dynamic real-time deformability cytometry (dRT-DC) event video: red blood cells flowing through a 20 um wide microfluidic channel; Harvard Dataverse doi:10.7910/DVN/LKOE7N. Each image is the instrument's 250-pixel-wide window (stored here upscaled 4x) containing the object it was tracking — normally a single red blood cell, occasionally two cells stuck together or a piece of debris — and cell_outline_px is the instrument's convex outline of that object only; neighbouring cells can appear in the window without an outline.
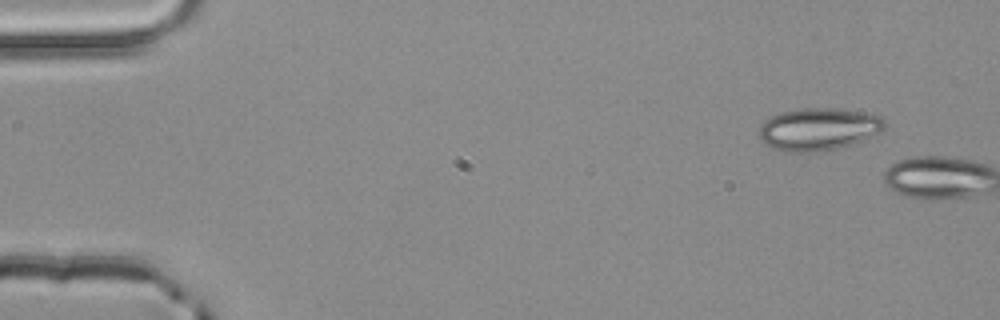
{"species": "common noctule bat (a hibernating species)", "species_latin": "Nyctalus noctula", "temperature_condition": "room temperature", "stored_images_in_passage": 2, "camera_frame_rate_fps": 3000, "um_per_image_px": 0.085, "animal": {"sex": "male", "body_mass_g": 20.4}, "frame": {"image": 1, "passage_image": 2, "time_ms": 0.333, "image_size_px": [1000, 320], "cell_outline_px": [[888, 124], [880, 132], [852, 144], [836, 148], [812, 152], [792, 152], [772, 148], [756, 136], [760, 124], [772, 116], [780, 112], [804, 108], [832, 108], [860, 112], [880, 116]], "centroid_in_image_um": [69.53, 10.97], "position_along_channel_um": 15.5, "area_um2": 30.92}}